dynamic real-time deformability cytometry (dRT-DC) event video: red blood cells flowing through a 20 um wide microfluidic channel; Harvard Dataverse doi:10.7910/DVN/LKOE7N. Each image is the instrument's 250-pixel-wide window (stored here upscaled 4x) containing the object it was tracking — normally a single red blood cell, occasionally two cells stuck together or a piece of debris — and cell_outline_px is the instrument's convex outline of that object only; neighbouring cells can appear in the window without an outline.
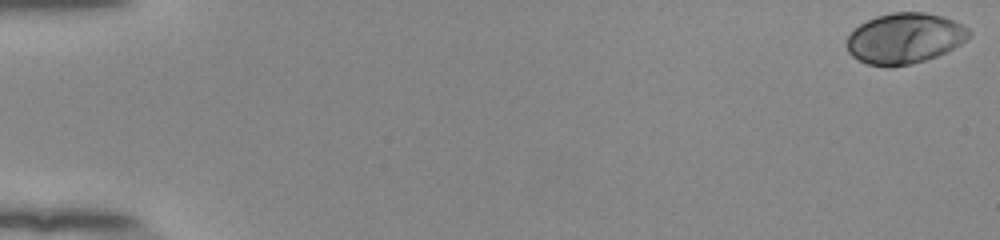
{"species": "human", "species_latin": "Homo sapiens", "temperature_condition": "room temperature", "stored_images_in_passage": 54, "camera_frame_rate_fps": 3000, "um_per_image_px": 0.085, "donor": {"sex": "female"}, "frame": {"image": 1, "passage_image": 1, "time_ms": 0.0, "image_size_px": [1000, 240], "cell_outline_px": [[972, 32], [960, 44], [936, 56], [912, 64], [892, 68], [888, 68], [868, 64], [852, 56], [848, 52], [848, 36], [860, 24], [876, 16], [892, 12], [924, 12], [940, 16], [952, 20], [968, 28]], "centroid_in_image_um": [76.88, 3.27], "position_along_channel_um": 8.1, "area_um2": 35.78}}
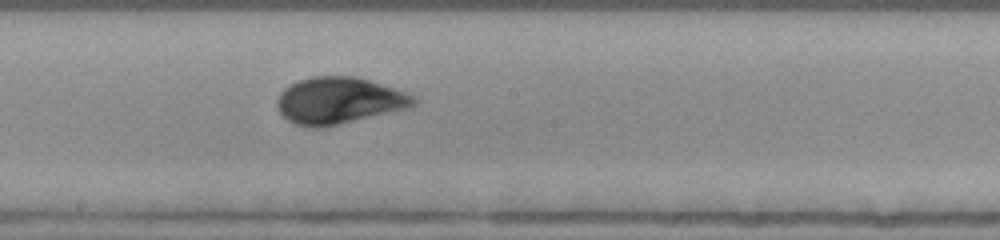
{"frame": {"image": 2, "passage_image": 31, "time_ms": 10.0, "image_size_px": [1000, 240], "cell_outline_px": [[416, 104], [412, 108], [324, 128], [312, 128], [296, 124], [288, 120], [280, 112], [276, 104], [276, 100], [280, 92], [284, 88], [300, 80], [312, 76], [356, 76], [408, 92], [416, 96]], "centroid_in_image_um": [28.86, 8.56], "position_along_channel_um": 219.3, "area_um2": 37.63}}
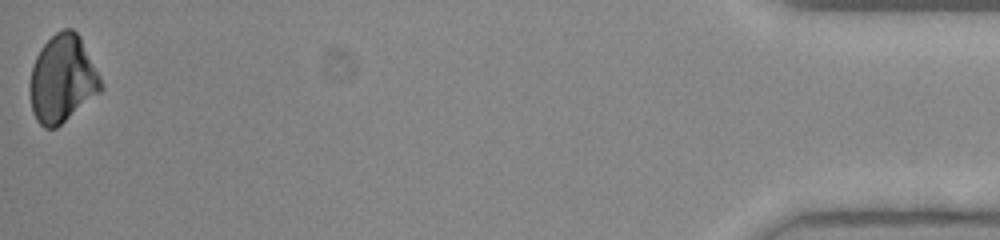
{"frame": {"image": 3, "passage_image": 54, "time_ms": 17.667, "image_size_px": [1000, 240], "cell_outline_px": [[104, 88], [100, 92], [56, 128], [44, 128], [36, 120], [32, 112], [28, 92], [28, 88], [32, 64], [40, 48], [56, 32], [64, 28], [72, 28], [80, 36], [104, 84]], "centroid_in_image_um": [5.28, 6.72], "position_along_channel_um": 429.9, "area_um2": 36.47}, "authors_computed_cell_mechanics": {"area_um2": 35.9227, "velocity_mm_per_s": 3.8901, "shape_relaxation_time_tau1_ms": 3.5127, "shape_relaxation_time_tau2_ms": null, "deformation_change_tau1": 0.1433, "deformation_change_tau2": null}}